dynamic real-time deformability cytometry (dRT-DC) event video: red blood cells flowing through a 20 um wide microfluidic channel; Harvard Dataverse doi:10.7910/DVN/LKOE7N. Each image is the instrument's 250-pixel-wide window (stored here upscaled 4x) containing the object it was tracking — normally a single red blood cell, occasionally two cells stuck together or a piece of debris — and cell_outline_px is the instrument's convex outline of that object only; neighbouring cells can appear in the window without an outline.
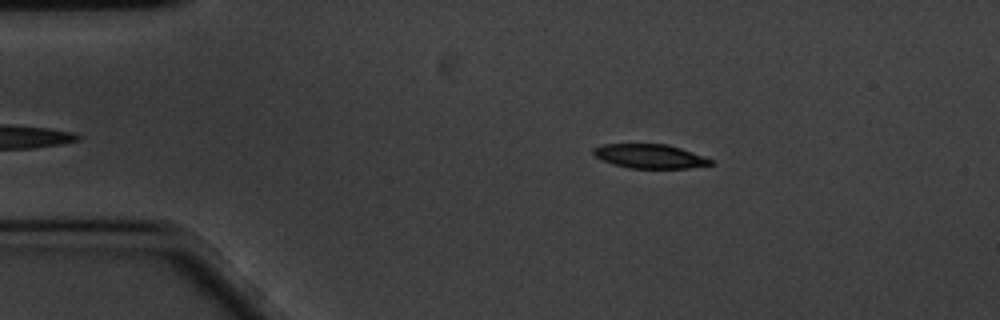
{"species": "common noctule bat (a hibernating species)", "species_latin": "Nyctalus noctula", "temperature_condition": "cold", "stored_images_in_passage": 46, "camera_frame_rate_fps": 3000, "um_per_image_px": 0.085, "animal": {"sex": "male", "body_mass_g": 20.1, "forearm_length_mm": 53.5}, "frame": {"image": 1, "passage_image": 5, "time_ms": 1.333, "image_size_px": [1000, 320], "cell_outline_px": [[712, 164], [688, 168], [628, 168], [612, 164], [596, 156], [592, 152], [592, 148], [604, 144], [668, 144], [680, 148], [712, 160]], "centroid_in_image_um": [55.19, 13.28], "position_along_channel_um": 29.8, "area_um2": 16.24}}
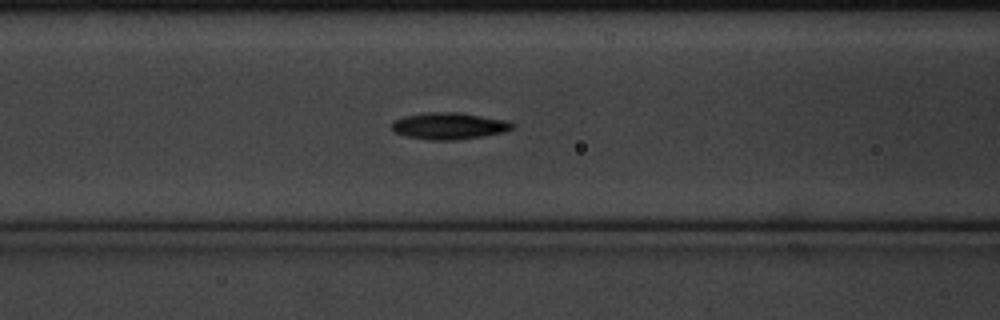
{"frame": {"image": 2, "passage_image": 18, "time_ms": 5.667, "image_size_px": [1000, 320], "cell_outline_px": [[512, 128], [504, 132], [456, 140], [428, 140], [404, 136], [392, 132], [392, 120], [404, 116], [428, 112], [456, 112], [504, 120], [512, 124]], "centroid_in_image_um": [38.05, 10.71], "position_along_channel_um": 128.5, "area_um2": 18.61}}
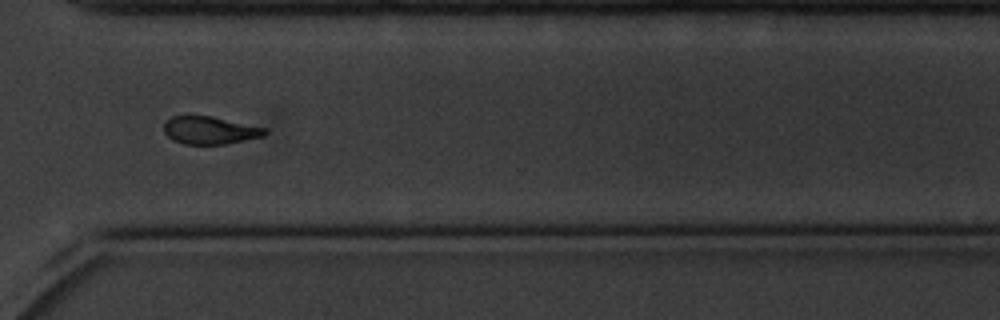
{"frame": {"image": 3, "passage_image": 38, "time_ms": 12.333, "image_size_px": [1000, 320], "cell_outline_px": [[268, 132], [264, 136], [224, 144], [184, 144], [172, 140], [164, 132], [164, 124], [172, 116], [212, 116], [268, 128]], "centroid_in_image_um": [17.87, 11.07], "position_along_channel_um": 352.7, "area_um2": 16.3}, "authors_computed_cell_mechanics": {"area_um2": 17.8313, "velocity_mm_per_s": 3.3675, "shape_relaxation_time_tau1_ms": 2.3276, "shape_relaxation_time_tau2_ms": 10.7481, "deformation_change_tau1": 0.1256, "deformation_change_tau2": 0.1467}}